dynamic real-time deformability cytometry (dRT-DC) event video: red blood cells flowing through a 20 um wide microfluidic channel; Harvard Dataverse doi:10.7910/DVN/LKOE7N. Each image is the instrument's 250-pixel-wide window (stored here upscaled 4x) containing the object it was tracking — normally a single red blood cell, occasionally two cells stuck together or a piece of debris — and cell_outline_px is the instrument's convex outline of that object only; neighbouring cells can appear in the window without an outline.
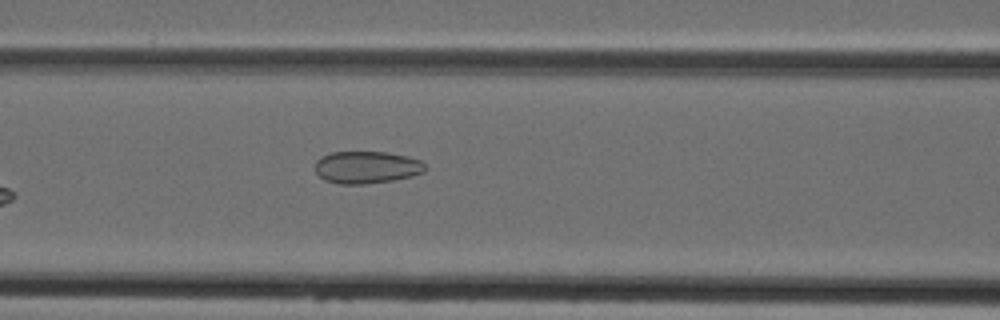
{"species": "Egyptian fruit bat (a non-hibernating species)", "species_latin": "Rousettus aegyptiacus", "temperature_condition": "cold", "stored_images_in_passage": 6, "camera_frame_rate_fps": 3000, "um_per_image_px": 0.085, "animal": {"sex": "female"}, "frame": {"image": 1, "passage_image": 6, "time_ms": 6.0, "image_size_px": [1000, 320], "cell_outline_px": [[428, 168], [424, 172], [412, 176], [392, 180], [364, 184], [340, 184], [324, 180], [316, 172], [316, 160], [320, 156], [332, 152], [388, 152], [408, 156], [420, 160]], "centroid_in_image_um": [31.18, 14.21], "position_along_channel_um": 135.4, "area_um2": 20.81}}